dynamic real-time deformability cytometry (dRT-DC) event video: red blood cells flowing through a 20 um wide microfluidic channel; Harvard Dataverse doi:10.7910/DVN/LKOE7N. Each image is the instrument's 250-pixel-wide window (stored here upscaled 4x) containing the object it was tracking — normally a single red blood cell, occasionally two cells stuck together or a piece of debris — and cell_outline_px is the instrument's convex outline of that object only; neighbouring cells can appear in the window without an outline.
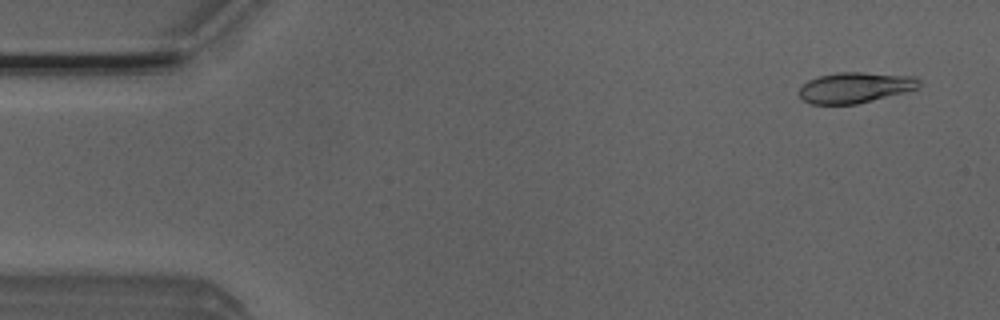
{"species": "Egyptian fruit bat (a non-hibernating species)", "species_latin": "Rousettus aegyptiacus", "temperature_condition": "room temperature", "stored_images_in_passage": 52, "camera_frame_rate_fps": 3000, "um_per_image_px": 0.085, "animal": {"sex": "male"}, "frame": {"image": 1, "passage_image": 3, "time_ms": 0.667, "image_size_px": [1000, 320], "cell_outline_px": [[920, 88], [856, 104], [812, 104], [804, 100], [800, 96], [800, 88], [808, 80], [820, 76], [836, 72], [864, 72], [916, 76], [920, 80]], "centroid_in_image_um": [72.72, 7.43], "position_along_channel_um": 12.3, "area_um2": 21.39}}
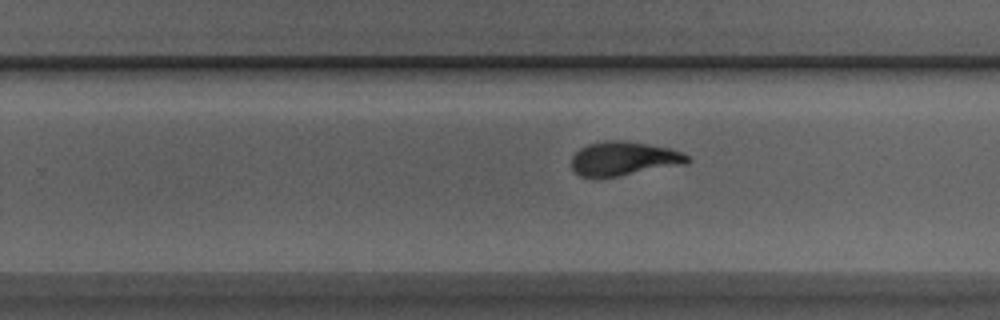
{"frame": {"image": 2, "passage_image": 32, "time_ms": 10.333, "image_size_px": [1000, 320], "cell_outline_px": [[692, 160], [688, 164], [616, 176], [580, 176], [572, 168], [572, 156], [580, 148], [588, 144], [604, 140], [624, 140], [648, 144], [668, 148], [680, 152], [688, 156]], "centroid_in_image_um": [53.05, 13.46], "position_along_channel_um": 276.8, "area_um2": 22.77}}
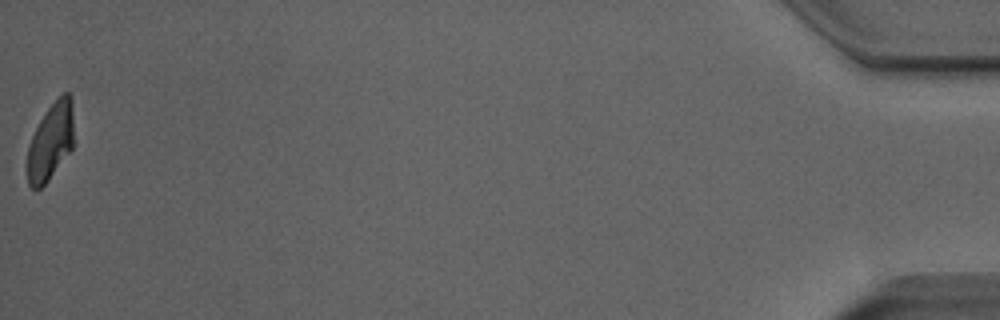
{"frame": {"image": 3, "passage_image": 52, "time_ms": 17.0, "image_size_px": [1000, 320], "cell_outline_px": [[72, 148], [48, 180], [40, 188], [32, 188], [28, 184], [28, 144], [40, 120], [48, 108], [64, 92], [68, 92], [72, 96]], "centroid_in_image_um": [4.3, 12.02], "position_along_channel_um": 430.9, "area_um2": 20.35}, "authors_computed_cell_mechanics": {"area_um2": 22.7443, "velocity_mm_per_s": 3.9, "shape_relaxation_time_tau1_ms": 3.3296, "shape_relaxation_time_tau2_ms": 0.9941, "deformation_change_tau1": 0.1617, "deformation_change_tau2": 0.0572}}